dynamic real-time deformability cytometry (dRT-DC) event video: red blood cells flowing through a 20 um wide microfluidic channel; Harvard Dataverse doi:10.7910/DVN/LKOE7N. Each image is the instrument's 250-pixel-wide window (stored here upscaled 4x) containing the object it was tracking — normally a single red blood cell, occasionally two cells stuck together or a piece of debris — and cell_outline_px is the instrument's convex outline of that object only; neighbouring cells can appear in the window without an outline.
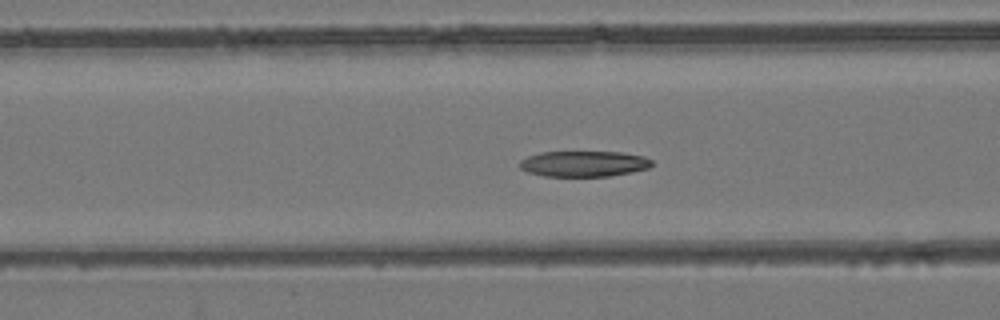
{"species": "common noctule bat (a hibernating species)", "species_latin": "Nyctalus noctula", "temperature_condition": "room temperature", "stored_images_in_passage": 37, "camera_frame_rate_fps": 3000, "um_per_image_px": 0.085, "animal": {"sex": "female", "body_mass_g": 24.6, "forearm_length_mm": 56.2}, "frame": {"image": 1, "passage_image": 14, "time_ms": 4.333, "image_size_px": [1000, 320], "cell_outline_px": [[652, 164], [648, 168], [632, 172], [608, 176], [544, 176], [528, 172], [520, 168], [520, 160], [528, 156], [540, 152], [620, 152], [644, 156], [652, 160]], "centroid_in_image_um": [49.62, 13.92], "position_along_channel_um": 117.0, "area_um2": 19.77}}
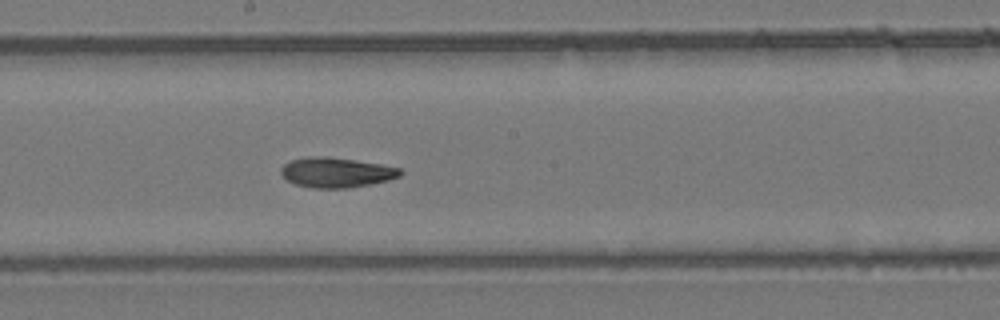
{"frame": {"image": 2, "passage_image": 22, "time_ms": 7.0, "image_size_px": [1000, 320], "cell_outline_px": [[404, 172], [400, 176], [388, 180], [372, 184], [348, 188], [312, 188], [296, 184], [288, 180], [280, 172], [280, 168], [284, 164], [292, 160], [308, 156], [328, 156], [380, 164], [400, 168]], "centroid_in_image_um": [28.6, 14.66], "position_along_channel_um": 219.6, "area_um2": 20.87}}
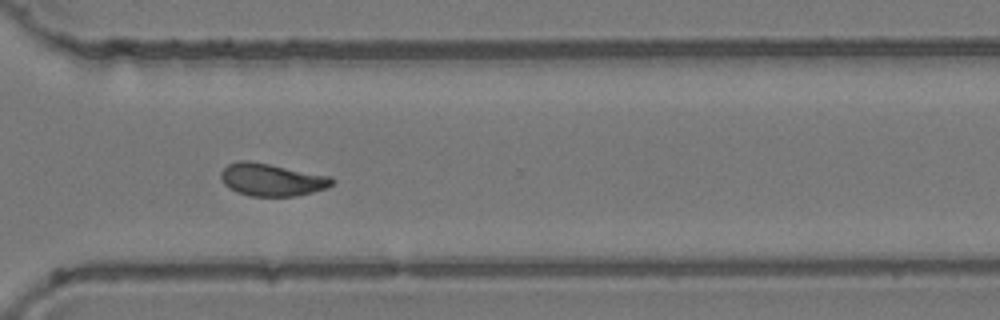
{"frame": {"image": 3, "passage_image": 32, "time_ms": 10.333, "image_size_px": [1000, 320], "cell_outline_px": [[336, 180], [328, 188], [296, 196], [248, 196], [236, 192], [228, 188], [224, 184], [220, 176], [220, 172], [228, 164], [240, 160], [248, 160], [332, 176]], "centroid_in_image_um": [23.1, 15.28], "position_along_channel_um": 347.5, "area_um2": 21.27}, "authors_computed_cell_mechanics": {"area_um2": 21.0392, "velocity_mm_per_s": 3.8443, "shape_relaxation_time_tau1_ms": null, "shape_relaxation_time_tau2_ms": 2.5848, "deformation_change_tau1": null, "deformation_change_tau2": 0.0815}}